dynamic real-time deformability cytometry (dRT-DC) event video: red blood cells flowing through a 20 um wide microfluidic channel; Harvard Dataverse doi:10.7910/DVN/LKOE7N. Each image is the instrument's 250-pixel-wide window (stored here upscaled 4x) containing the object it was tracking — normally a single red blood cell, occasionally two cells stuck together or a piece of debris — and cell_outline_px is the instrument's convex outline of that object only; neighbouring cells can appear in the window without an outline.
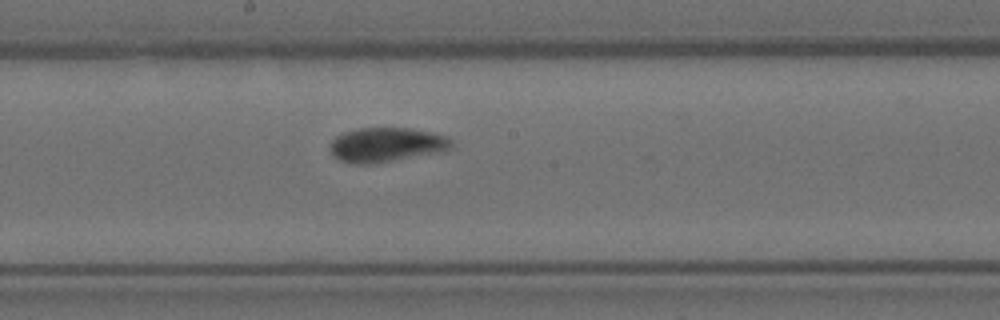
{"species": "Egyptian fruit bat (a non-hibernating species)", "species_latin": "Rousettus aegyptiacus", "temperature_condition": "room temperature", "stored_images_in_passage": 6, "camera_frame_rate_fps": 3000, "um_per_image_px": 0.085, "animal": {"sex": "female"}, "frame": {"image": 1, "passage_image": 6, "time_ms": 1.667, "image_size_px": [1000, 320], "cell_outline_px": [[452, 148], [444, 152], [376, 164], [352, 164], [336, 160], [328, 148], [328, 144], [336, 136], [344, 132], [360, 128], [408, 128], [428, 132], [444, 136], [452, 140]], "centroid_in_image_um": [32.8, 12.34], "position_along_channel_um": 215.4, "area_um2": 24.85}}